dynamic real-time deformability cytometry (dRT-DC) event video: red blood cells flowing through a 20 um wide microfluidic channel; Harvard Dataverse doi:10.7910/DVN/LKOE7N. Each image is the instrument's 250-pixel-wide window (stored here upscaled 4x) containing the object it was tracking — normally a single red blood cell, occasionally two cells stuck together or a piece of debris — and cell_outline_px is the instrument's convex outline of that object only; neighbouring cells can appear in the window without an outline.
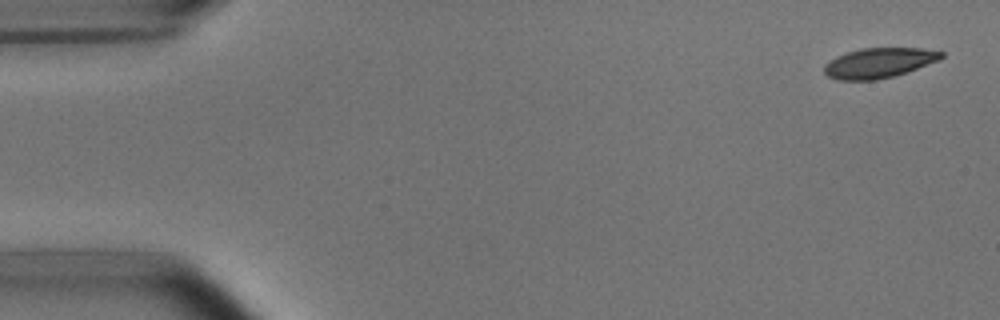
{"species": "common noctule bat (a hibernating species)", "species_latin": "Nyctalus noctula", "temperature_condition": "room temperature", "stored_images_in_passage": 5, "camera_frame_rate_fps": 3000, "um_per_image_px": 0.085, "animal": {"sex": "male", "body_mass_g": 15.6}, "frame": {"image": 1, "passage_image": 1, "time_ms": 0.0, "image_size_px": [1000, 320], "cell_outline_px": [[944, 56], [940, 60], [908, 72], [876, 80], [836, 80], [828, 76], [824, 72], [824, 64], [836, 56], [860, 48], [924, 48], [944, 52]], "centroid_in_image_um": [74.73, 5.34], "position_along_channel_um": 10.3, "area_um2": 20.63}}
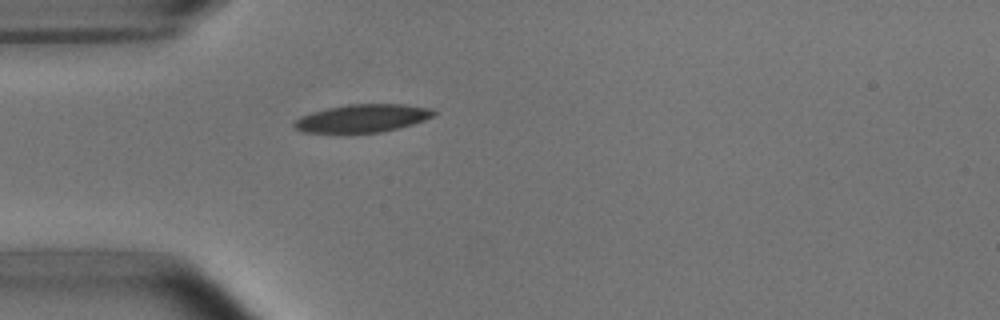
{"frame": {"image": 2, "passage_image": 5, "time_ms": 4.333, "image_size_px": [1000, 320], "cell_outline_px": [[436, 112], [432, 116], [424, 120], [412, 124], [380, 132], [304, 132], [296, 128], [292, 124], [300, 116], [312, 112], [328, 108], [348, 104], [404, 104], [432, 108]], "centroid_in_image_um": [30.82, 10.04], "position_along_channel_um": 54.2, "area_um2": 22.37}}